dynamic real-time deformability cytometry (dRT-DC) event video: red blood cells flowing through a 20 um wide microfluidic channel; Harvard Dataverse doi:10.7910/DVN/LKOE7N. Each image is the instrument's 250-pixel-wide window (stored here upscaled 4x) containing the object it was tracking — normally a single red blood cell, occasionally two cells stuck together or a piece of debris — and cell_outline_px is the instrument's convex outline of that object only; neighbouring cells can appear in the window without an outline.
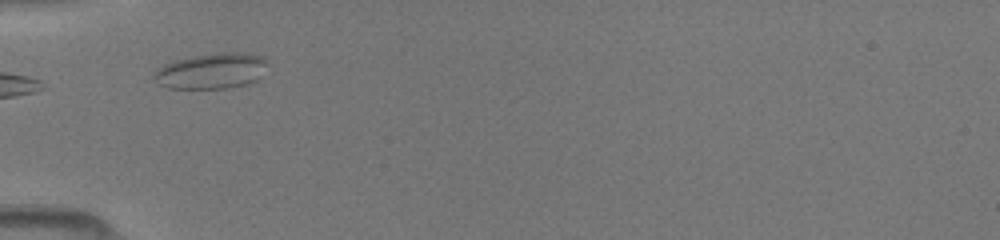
{"species": "common noctule bat (a hibernating species)", "species_latin": "Nyctalus noctula", "temperature_condition": "room temperature", "stored_images_in_passage": 20, "camera_frame_rate_fps": 3000, "um_per_image_px": 0.085, "animal": {"sex": "female", "body_mass_g": 19.5, "forearm_length_mm": 54.1}, "frame": {"image": 1, "passage_image": 1, "time_ms": 0.0, "image_size_px": [1000, 240], "cell_outline_px": [[268, 60], [256, 80], [244, 84], [228, 88], [168, 88], [156, 84], [152, 76], [152, 72], [156, 68], [164, 64], [176, 60], [192, 56], [220, 52], [252, 52], [264, 56]], "centroid_in_image_um": [17.92, 6.01], "position_along_channel_um": 67.1, "area_um2": 23.81}}